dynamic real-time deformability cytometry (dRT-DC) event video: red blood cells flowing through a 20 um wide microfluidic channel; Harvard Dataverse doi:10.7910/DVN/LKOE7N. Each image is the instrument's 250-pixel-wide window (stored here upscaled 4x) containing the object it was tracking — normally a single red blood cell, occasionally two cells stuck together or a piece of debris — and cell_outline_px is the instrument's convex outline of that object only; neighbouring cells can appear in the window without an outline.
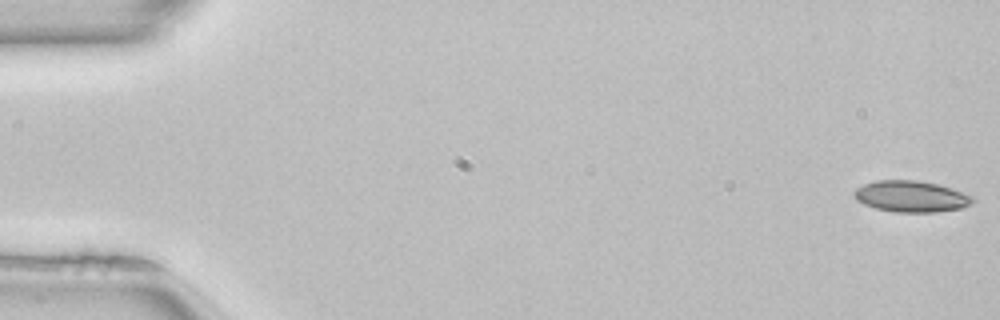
{"species": "common noctule bat (a hibernating species)", "species_latin": "Nyctalus noctula", "temperature_condition": "room temperature", "stored_images_in_passage": 50, "camera_frame_rate_fps": 3000, "um_per_image_px": 0.085, "animal": {"sex": "female", "body_mass_g": 22.7, "forearm_length_mm": 54.2}, "frame": {"image": 1, "passage_image": 1, "time_ms": 0.0, "image_size_px": [1000, 320], "cell_outline_px": [[976, 200], [964, 208], [936, 212], [896, 212], [876, 208], [864, 204], [856, 200], [852, 196], [852, 192], [856, 188], [864, 184], [876, 180], [920, 180], [940, 184], [952, 188], [972, 196]], "centroid_in_image_um": [77.45, 16.69], "position_along_channel_um": 7.6, "area_um2": 21.91}}
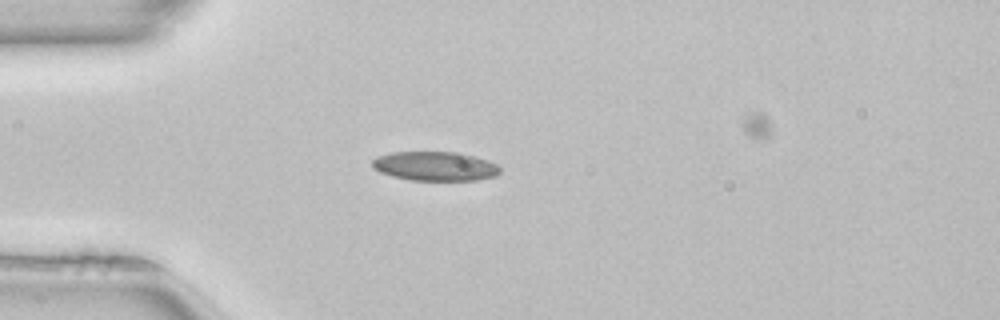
{"frame": {"image": 2, "passage_image": 14, "time_ms": 4.333, "image_size_px": [1000, 320], "cell_outline_px": [[500, 172], [496, 176], [476, 180], [408, 180], [392, 176], [380, 172], [372, 168], [372, 160], [376, 156], [392, 152], [460, 152], [488, 160], [496, 164], [500, 168]], "centroid_in_image_um": [36.96, 14.12], "position_along_channel_um": 48.0, "area_um2": 21.91}}
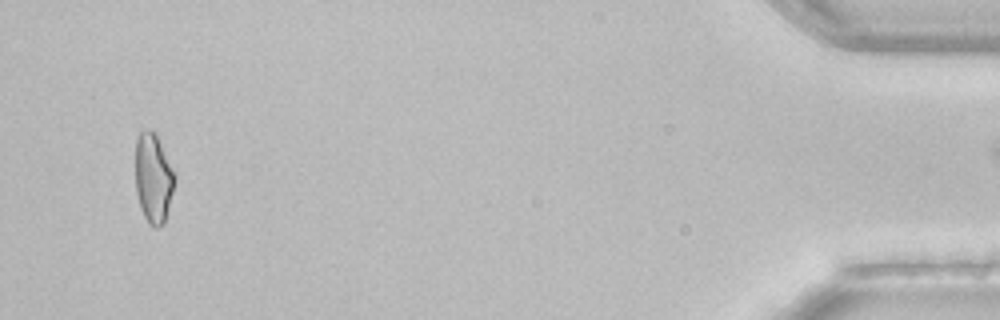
{"frame": {"image": 3, "passage_image": 49, "time_ms": 16.0, "image_size_px": [1000, 320], "cell_outline_px": [[176, 180], [164, 224], [156, 228], [152, 228], [148, 224], [140, 208], [136, 192], [136, 140], [140, 132], [148, 128], [156, 132], [176, 176]], "centroid_in_image_um": [13.04, 15.15], "position_along_channel_um": 422.2, "area_um2": 20.75}}